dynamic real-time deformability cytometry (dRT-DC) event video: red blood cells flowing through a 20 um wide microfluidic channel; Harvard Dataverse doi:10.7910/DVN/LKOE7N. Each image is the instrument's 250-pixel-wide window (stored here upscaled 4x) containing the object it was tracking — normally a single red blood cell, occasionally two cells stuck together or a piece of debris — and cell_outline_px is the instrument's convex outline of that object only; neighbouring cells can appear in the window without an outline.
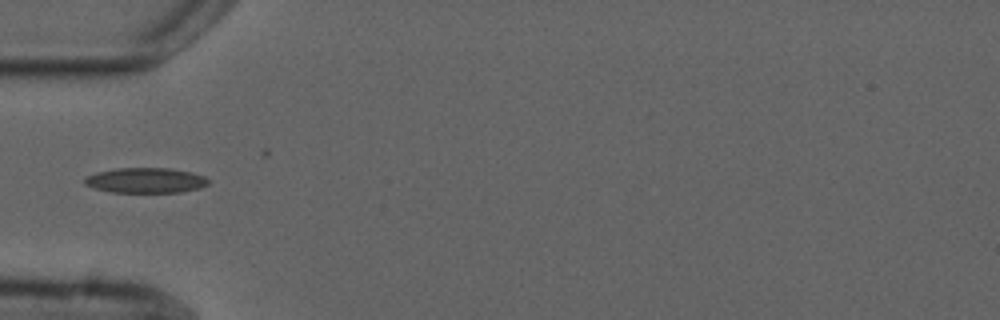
{"species": "common noctule bat (a hibernating species)", "species_latin": "Nyctalus noctula", "temperature_condition": "cold", "stored_images_in_passage": 4, "camera_frame_rate_fps": 3000, "um_per_image_px": 0.085, "animal": {"sex": "male", "forearm_length_mm": 52.5}, "frame": {"image": 1, "passage_image": 4, "time_ms": 4.0, "image_size_px": [1000, 320], "cell_outline_px": [[208, 184], [200, 188], [180, 192], [112, 192], [92, 188], [84, 184], [84, 176], [96, 172], [116, 168], [172, 168], [192, 172], [204, 176], [208, 180]], "centroid_in_image_um": [12.34, 15.32], "position_along_channel_um": 72.7, "area_um2": 18.32}}